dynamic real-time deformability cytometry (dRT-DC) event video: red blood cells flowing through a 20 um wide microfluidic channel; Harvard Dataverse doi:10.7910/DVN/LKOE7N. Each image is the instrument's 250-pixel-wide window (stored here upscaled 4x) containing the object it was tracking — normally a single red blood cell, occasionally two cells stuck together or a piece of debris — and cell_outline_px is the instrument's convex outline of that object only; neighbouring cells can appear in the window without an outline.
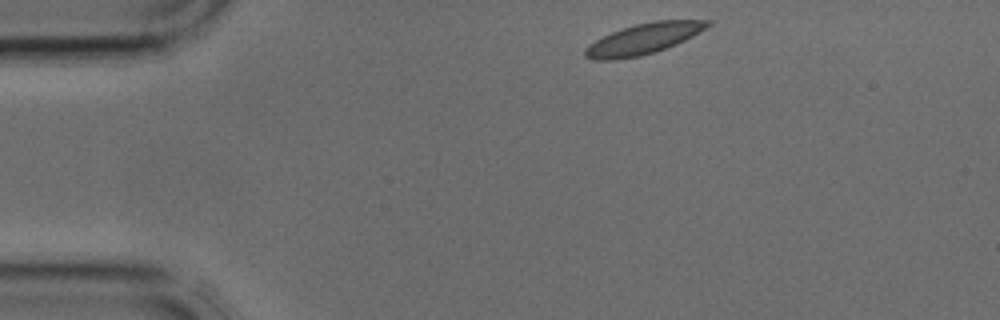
{"species": "common noctule bat (a hibernating species)", "species_latin": "Nyctalus noctula", "temperature_condition": "cold", "stored_images_in_passage": 2, "camera_frame_rate_fps": 3000, "um_per_image_px": 0.085, "animal": {"sex": "male", "body_mass_g": 17.9, "forearm_length_mm": 54.2}, "frame": {"image": 1, "passage_image": 1, "time_ms": 0.0, "image_size_px": [1000, 320], "cell_outline_px": [[712, 24], [692, 36], [676, 44], [640, 56], [616, 60], [592, 60], [584, 56], [584, 48], [588, 44], [612, 32], [636, 24], [656, 20], [712, 20]], "centroid_in_image_um": [54.67, 3.31], "position_along_channel_um": 30.3, "area_um2": 21.73}}